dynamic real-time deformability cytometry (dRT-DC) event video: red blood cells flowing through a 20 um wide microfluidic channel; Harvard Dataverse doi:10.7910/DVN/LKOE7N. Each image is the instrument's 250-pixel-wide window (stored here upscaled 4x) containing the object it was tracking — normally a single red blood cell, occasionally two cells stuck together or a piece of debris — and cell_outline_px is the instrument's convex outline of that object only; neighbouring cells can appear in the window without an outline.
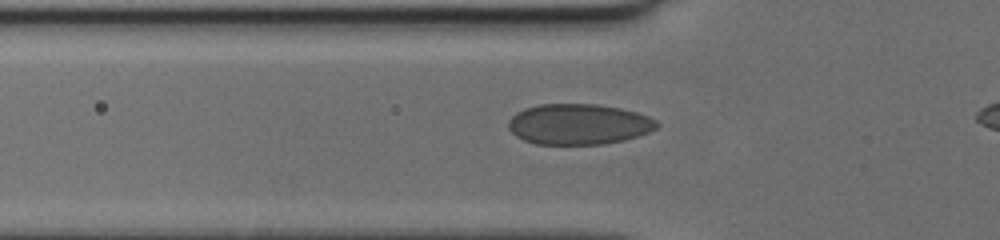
{"species": "human", "species_latin": "Homo sapiens", "temperature_condition": "cold", "stored_images_in_passage": 15, "camera_frame_rate_fps": 3000, "um_per_image_px": 0.085, "donor": {"sex": "female"}, "frame": {"image": 1, "passage_image": 6, "time_ms": 1.667, "image_size_px": [1000, 240], "cell_outline_px": [[660, 124], [656, 128], [648, 132], [624, 140], [604, 144], [536, 144], [524, 140], [516, 136], [508, 128], [508, 120], [516, 112], [524, 108], [540, 104], [596, 104], [620, 108], [636, 112], [648, 116], [656, 120]], "centroid_in_image_um": [49.17, 10.55], "position_along_channel_um": 76.6, "area_um2": 35.2}}
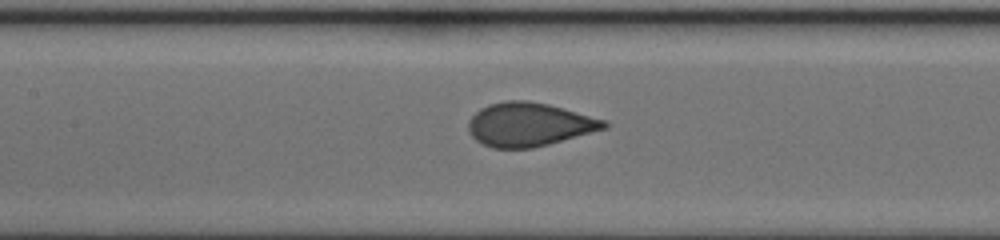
{"frame": {"image": 2, "passage_image": 12, "time_ms": 3.667, "image_size_px": [1000, 240], "cell_outline_px": [[608, 128], [548, 144], [532, 148], [492, 148], [476, 140], [468, 132], [468, 120], [480, 108], [488, 104], [504, 100], [528, 100], [548, 104], [604, 120], [608, 124]], "centroid_in_image_um": [44.93, 10.57], "position_along_channel_um": 162.5, "area_um2": 34.39}}
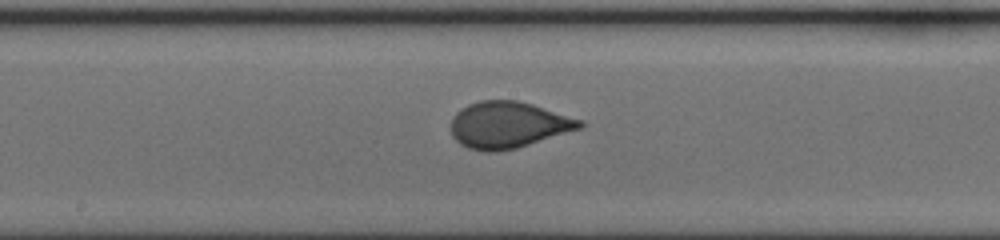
{"frame": {"image": 3, "passage_image": 15, "time_ms": 4.667, "image_size_px": [1000, 240], "cell_outline_px": [[584, 124], [580, 128], [516, 148], [496, 152], [484, 152], [468, 148], [460, 144], [452, 136], [452, 116], [460, 108], [468, 104], [480, 100], [516, 100], [532, 104], [584, 120]], "centroid_in_image_um": [43.16, 10.61], "position_along_channel_um": 205.0, "area_um2": 34.85}}